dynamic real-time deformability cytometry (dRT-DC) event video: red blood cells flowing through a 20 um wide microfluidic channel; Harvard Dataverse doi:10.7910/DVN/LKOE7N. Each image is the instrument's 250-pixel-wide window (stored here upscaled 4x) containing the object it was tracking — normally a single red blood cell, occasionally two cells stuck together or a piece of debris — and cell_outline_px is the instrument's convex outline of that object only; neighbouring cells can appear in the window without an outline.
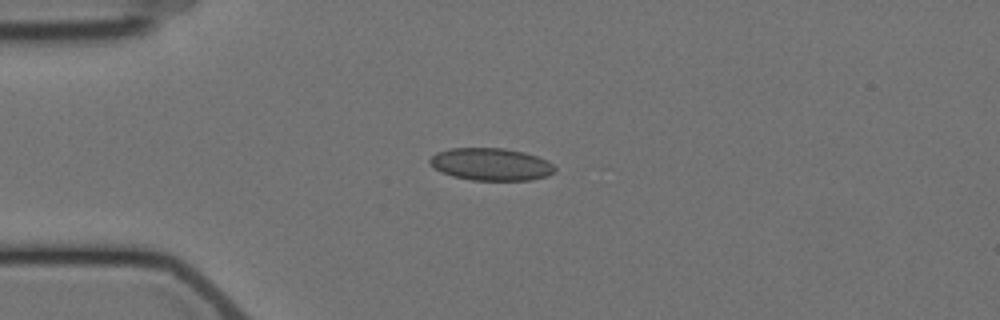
{"species": "Egyptian fruit bat (a non-hibernating species)", "species_latin": "Rousettus aegyptiacus", "temperature_condition": "cold", "stored_images_in_passage": 5, "camera_frame_rate_fps": 3000, "um_per_image_px": 0.085, "animal": {"sex": "female"}, "frame": {"image": 1, "passage_image": 1, "time_ms": 0.0, "image_size_px": [1000, 320], "cell_outline_px": [[556, 172], [548, 176], [532, 180], [472, 180], [452, 176], [440, 172], [432, 168], [428, 164], [428, 160], [436, 152], [448, 148], [504, 148], [524, 152], [548, 160], [556, 168]], "centroid_in_image_um": [41.71, 13.96], "position_along_channel_um": 43.3, "area_um2": 23.99}}
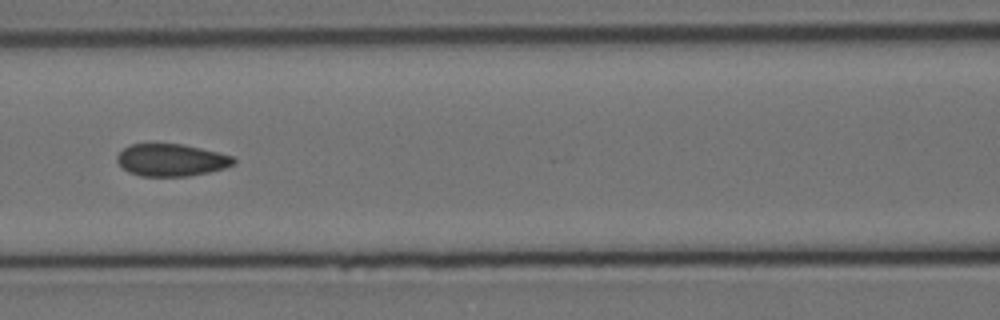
{"frame": {"image": 2, "passage_image": 4, "time_ms": 3.667, "image_size_px": [1000, 320], "cell_outline_px": [[236, 164], [224, 168], [208, 172], [188, 176], [140, 176], [128, 172], [116, 160], [116, 156], [124, 148], [132, 144], [184, 144], [232, 156], [236, 160]], "centroid_in_image_um": [14.56, 13.61], "position_along_channel_um": 152.0, "area_um2": 21.79}}
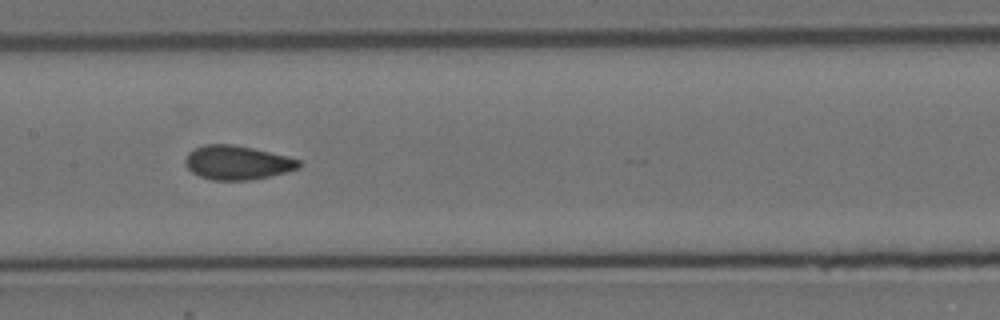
{"frame": {"image": 3, "passage_image": 5, "time_ms": 4.667, "image_size_px": [1000, 320], "cell_outline_px": [[300, 168], [288, 172], [248, 180], [212, 180], [200, 176], [192, 172], [184, 164], [184, 160], [188, 152], [204, 144], [232, 144], [252, 148], [288, 156], [300, 160]], "centroid_in_image_um": [20.16, 13.82], "position_along_channel_um": 187.2, "area_um2": 22.54}}